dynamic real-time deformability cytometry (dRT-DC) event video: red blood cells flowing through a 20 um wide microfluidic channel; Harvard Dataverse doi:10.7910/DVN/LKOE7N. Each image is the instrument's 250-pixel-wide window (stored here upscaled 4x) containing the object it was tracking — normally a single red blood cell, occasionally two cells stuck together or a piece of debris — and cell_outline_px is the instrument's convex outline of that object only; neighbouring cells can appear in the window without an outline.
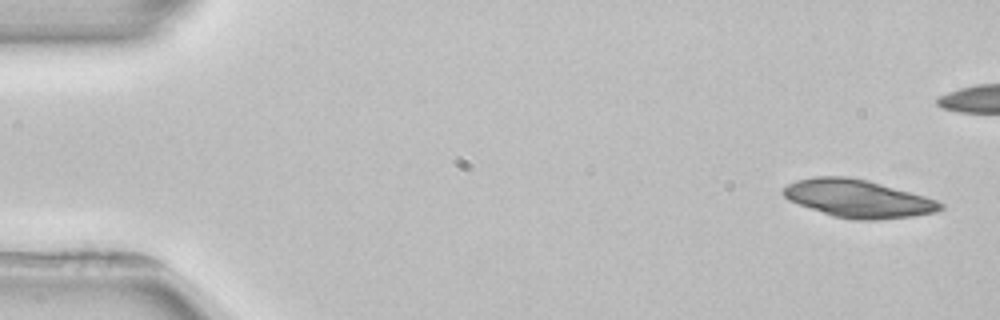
{"species": "common noctule bat (a hibernating species)", "species_latin": "Nyctalus noctula", "temperature_condition": "room temperature", "stored_images_in_passage": 5, "camera_frame_rate_fps": 3000, "um_per_image_px": 0.085, "animal": {"sex": "female", "body_mass_g": 22.7, "forearm_length_mm": 54.2}, "frame": {"image": 1, "passage_image": 1, "time_ms": 0.0, "image_size_px": [1000, 320], "cell_outline_px": [[944, 208], [936, 212], [912, 216], [876, 220], [856, 220], [832, 216], [788, 200], [780, 192], [788, 184], [796, 180], [812, 176], [848, 176], [868, 180], [924, 196], [936, 200], [944, 204]], "centroid_in_image_um": [72.91, 16.87], "position_along_channel_um": 12.1, "area_um2": 34.62}}
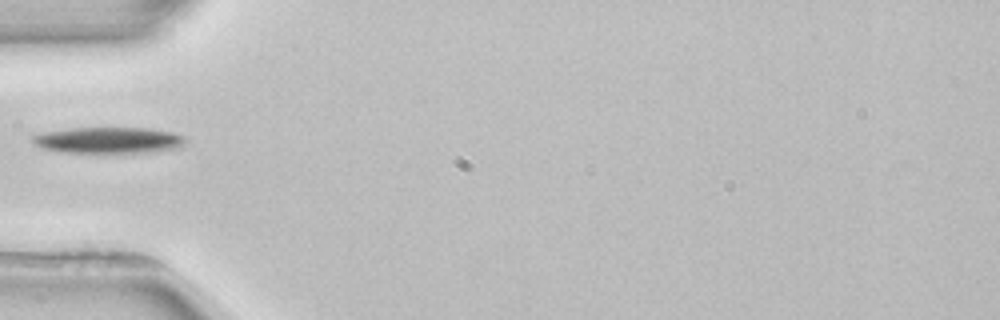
{"frame": {"image": 2, "passage_image": 5, "time_ms": 7.0, "image_size_px": [1000, 320], "cell_outline_px": [[188, 140], [184, 148], [148, 152], [64, 152], [40, 148], [32, 144], [28, 140], [32, 136], [44, 132], [72, 128], [148, 128], [172, 132], [188, 136]], "centroid_in_image_um": [9.28, 11.92], "position_along_channel_um": 75.7, "area_um2": 23.76}}